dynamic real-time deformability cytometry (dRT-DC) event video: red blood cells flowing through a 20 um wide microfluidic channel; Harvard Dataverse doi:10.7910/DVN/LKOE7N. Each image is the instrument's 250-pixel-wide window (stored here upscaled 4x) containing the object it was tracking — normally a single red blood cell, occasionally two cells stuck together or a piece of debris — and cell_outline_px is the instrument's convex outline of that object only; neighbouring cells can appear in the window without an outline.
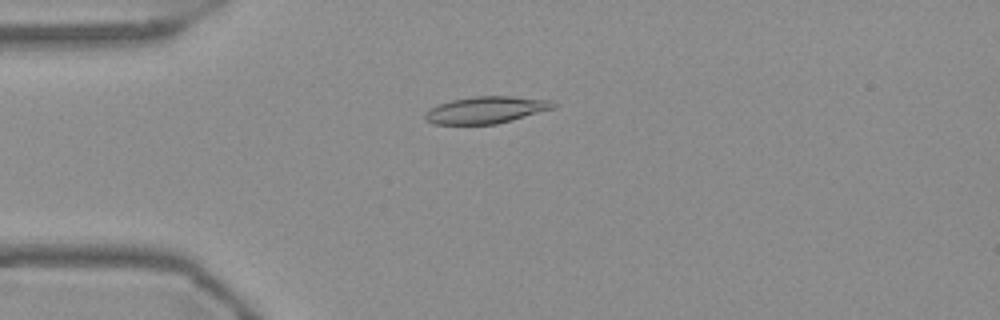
{"species": "Egyptian fruit bat (a non-hibernating species)", "species_latin": "Rousettus aegyptiacus", "temperature_condition": "warm", "stored_images_in_passage": 55, "camera_frame_rate_fps": 3000, "um_per_image_px": 0.085, "frame": {"image": 1, "passage_image": 14, "time_ms": 4.333, "image_size_px": [1000, 320], "cell_outline_px": [[556, 108], [512, 120], [496, 124], [432, 124], [424, 120], [424, 112], [428, 108], [452, 100], [476, 96], [512, 96], [552, 100], [556, 104]], "centroid_in_image_um": [41.31, 9.34], "position_along_channel_um": 43.7, "area_um2": 20.29}}
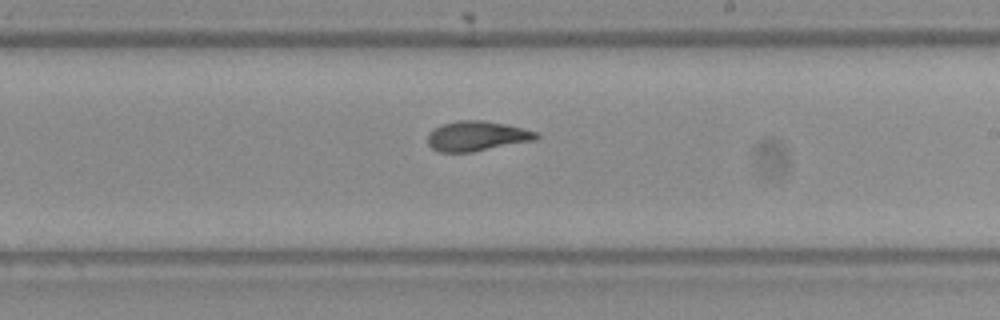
{"frame": {"image": 2, "passage_image": 32, "time_ms": 10.333, "image_size_px": [1000, 320], "cell_outline_px": [[540, 136], [536, 140], [472, 152], [440, 152], [432, 148], [428, 144], [428, 132], [432, 128], [440, 124], [456, 120], [484, 120], [504, 124], [536, 132]], "centroid_in_image_um": [40.48, 11.56], "position_along_channel_um": 248.5, "area_um2": 19.02}}
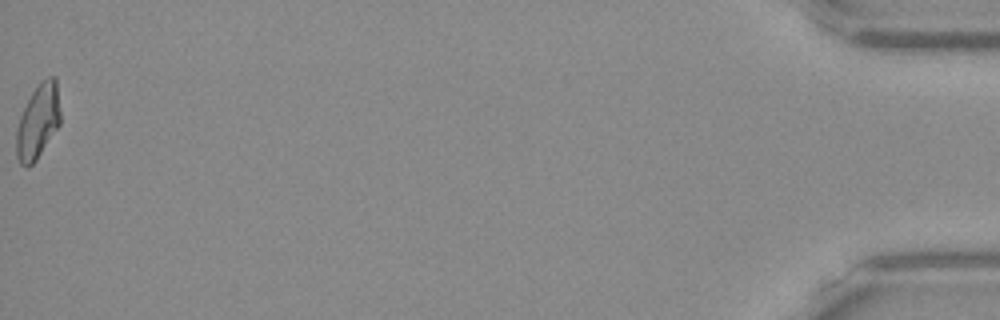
{"frame": {"image": 3, "passage_image": 55, "time_ms": 18.0, "image_size_px": [1000, 320], "cell_outline_px": [[60, 124], [36, 160], [28, 168], [24, 168], [20, 164], [16, 156], [16, 128], [20, 116], [32, 92], [40, 80], [48, 76], [56, 76], [60, 112]], "centroid_in_image_um": [3.22, 10.33], "position_along_channel_um": 432.0, "area_um2": 19.25}, "authors_computed_cell_mechanics": {"area_um2": 19.363, "velocity_mm_per_s": 3.7286, "shape_relaxation_time_tau1_ms": 7.4939, "shape_relaxation_time_tau2_ms": 1.6849, "deformation_change_tau1": 0.1975, "deformation_change_tau2": 0.0769}}